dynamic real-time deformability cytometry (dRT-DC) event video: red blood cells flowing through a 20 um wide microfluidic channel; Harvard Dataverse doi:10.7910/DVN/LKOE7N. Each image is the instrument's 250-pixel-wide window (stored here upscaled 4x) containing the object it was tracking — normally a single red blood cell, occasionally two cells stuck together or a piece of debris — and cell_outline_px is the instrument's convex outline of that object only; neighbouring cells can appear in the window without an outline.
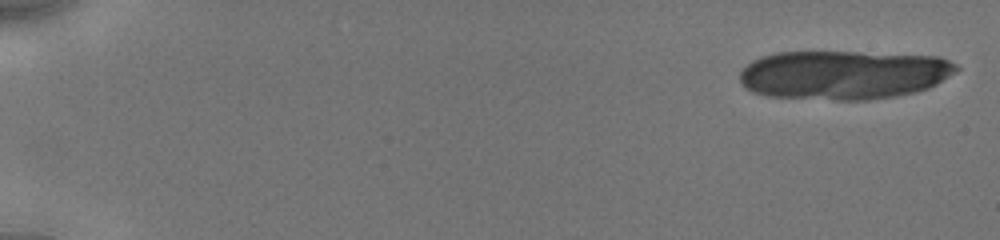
{"species": "human", "species_latin": "Homo sapiens", "temperature_condition": "cold", "stored_images_in_passage": 13, "segment_of_instrument_passage": [1, 2], "camera_frame_rate_fps": 3000, "um_per_image_px": 0.085, "donor": {"sex": "male"}, "frame": {"image": 1, "passage_image": 1, "time_ms": 0.0, "image_size_px": [1000, 240], "cell_outline_px": [[960, 68], [956, 72], [936, 84], [928, 88], [916, 92], [896, 96], [868, 100], [836, 100], [768, 96], [752, 92], [744, 88], [740, 80], [740, 72], [752, 60], [760, 56], [776, 52], [856, 52], [940, 56], [956, 64]], "centroid_in_image_um": [71.71, 6.36], "position_along_channel_um": 13.3, "area_um2": 62.25}}